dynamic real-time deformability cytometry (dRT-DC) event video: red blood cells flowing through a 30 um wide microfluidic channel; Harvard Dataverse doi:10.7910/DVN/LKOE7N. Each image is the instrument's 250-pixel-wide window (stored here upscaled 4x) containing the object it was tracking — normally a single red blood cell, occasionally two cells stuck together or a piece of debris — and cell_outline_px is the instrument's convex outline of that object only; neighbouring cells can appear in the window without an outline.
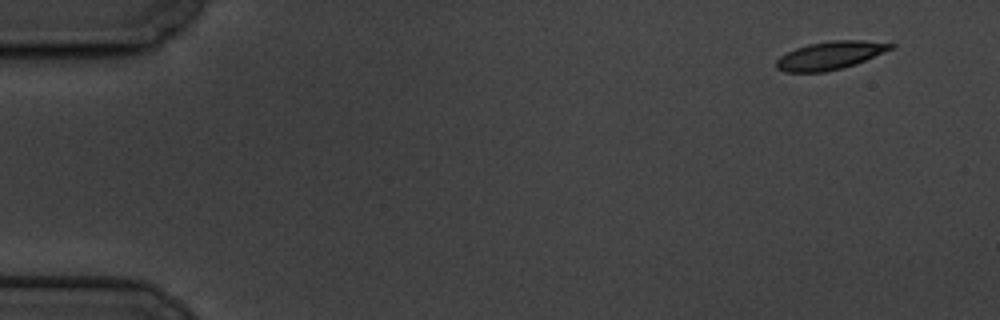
{"species": "common noctule bat (a hibernating species)", "species_latin": "Nyctalus noctula", "temperature_condition": "cold", "stored_images_in_passage": 5, "camera_frame_rate_fps": 3000, "um_per_image_px": 0.085, "animal": {"sex": "male", "body_mass_g": 19.5, "forearm_length_mm": 54.6}, "frame": {"image": 1, "passage_image": 1, "time_ms": 0.0, "image_size_px": [1000, 320], "cell_outline_px": [[896, 44], [892, 48], [856, 64], [824, 72], [784, 72], [776, 68], [776, 60], [780, 56], [796, 48], [808, 44], [828, 40], [864, 40]], "centroid_in_image_um": [70.53, 4.71], "position_along_channel_um": 14.5, "area_um2": 18.61}}
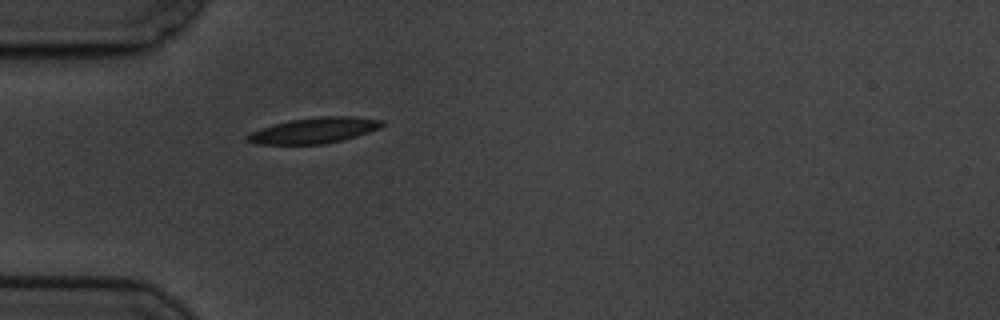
{"frame": {"image": 2, "passage_image": 5, "time_ms": 4.667, "image_size_px": [1000, 320], "cell_outline_px": [[384, 124], [380, 128], [344, 140], [324, 144], [256, 144], [244, 140], [244, 136], [248, 132], [260, 128], [292, 120], [320, 116], [352, 116], [384, 120]], "centroid_in_image_um": [26.68, 11.09], "position_along_channel_um": 58.3, "area_um2": 20.29}}